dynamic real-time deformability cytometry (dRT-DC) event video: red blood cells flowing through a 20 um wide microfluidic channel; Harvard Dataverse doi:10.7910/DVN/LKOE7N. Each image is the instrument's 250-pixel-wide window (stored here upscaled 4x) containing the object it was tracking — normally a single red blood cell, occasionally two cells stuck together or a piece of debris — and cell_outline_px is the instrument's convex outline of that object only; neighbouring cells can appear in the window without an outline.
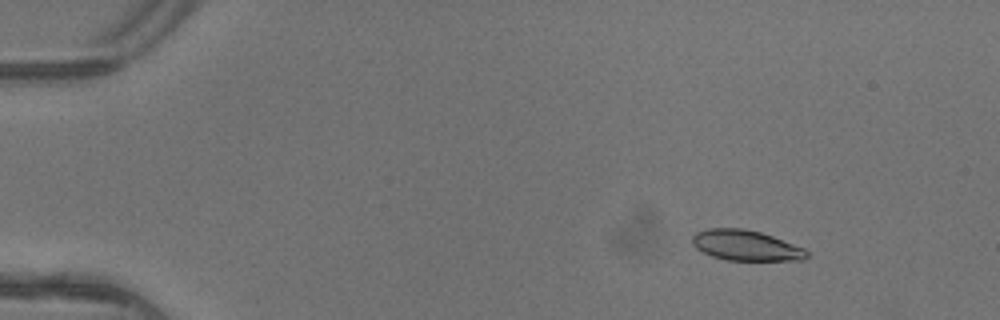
{"species": "common noctule bat (a hibernating species)", "species_latin": "Nyctalus noctula", "temperature_condition": "warm", "stored_images_in_passage": 5, "camera_frame_rate_fps": 3000, "um_per_image_px": 0.085, "animal": {"sex": "female"}, "frame": {"image": 1, "passage_image": 3, "time_ms": 0.667, "image_size_px": [1000, 320], "cell_outline_px": [[808, 256], [804, 260], [728, 260], [712, 256], [696, 248], [692, 244], [692, 236], [696, 232], [708, 228], [740, 228], [760, 232], [772, 236], [804, 248], [808, 252]], "centroid_in_image_um": [63.39, 20.86], "position_along_channel_um": 21.6, "area_um2": 20.17}}